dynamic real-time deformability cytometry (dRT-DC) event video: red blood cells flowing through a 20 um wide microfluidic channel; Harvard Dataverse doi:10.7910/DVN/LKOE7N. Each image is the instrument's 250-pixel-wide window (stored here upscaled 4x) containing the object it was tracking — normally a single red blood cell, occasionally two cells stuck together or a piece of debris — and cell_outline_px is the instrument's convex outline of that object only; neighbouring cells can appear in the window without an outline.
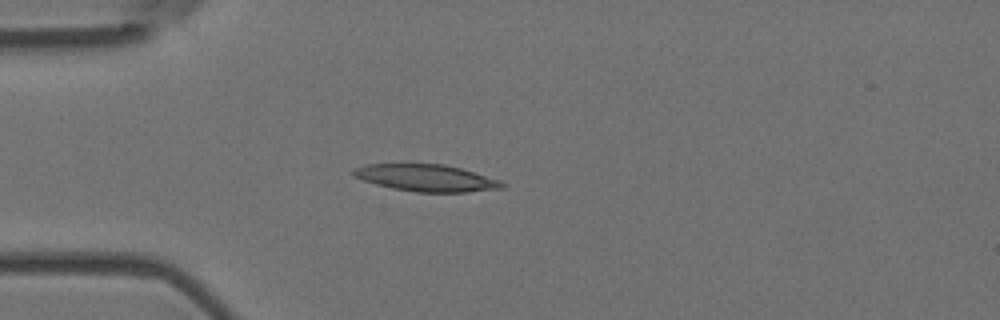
{"species": "Egyptian fruit bat (a non-hibernating species)", "species_latin": "Rousettus aegyptiacus", "temperature_condition": "room temperature", "stored_images_in_passage": 3, "camera_frame_rate_fps": 3000, "um_per_image_px": 0.085, "animal": {"sex": "female"}, "frame": {"image": 1, "passage_image": 3, "time_ms": 0.667, "image_size_px": [1000, 320], "cell_outline_px": [[508, 184], [504, 188], [468, 192], [416, 192], [392, 188], [376, 184], [352, 176], [352, 172], [356, 168], [364, 164], [444, 164], [460, 168], [500, 180]], "centroid_in_image_um": [36.26, 15.13], "position_along_channel_um": 48.7, "area_um2": 23.29}}